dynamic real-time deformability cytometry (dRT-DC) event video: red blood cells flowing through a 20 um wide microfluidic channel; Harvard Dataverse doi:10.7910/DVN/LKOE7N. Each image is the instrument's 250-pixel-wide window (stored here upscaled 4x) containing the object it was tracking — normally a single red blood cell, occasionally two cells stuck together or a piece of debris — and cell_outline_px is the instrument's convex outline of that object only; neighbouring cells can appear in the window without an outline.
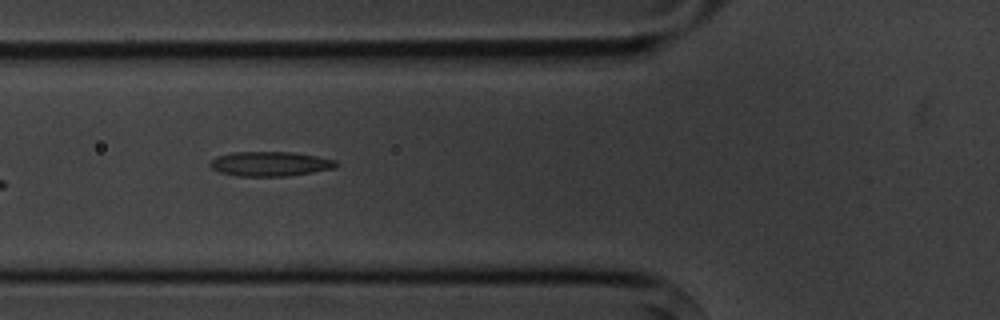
{"species": "common noctule bat (a hibernating species)", "species_latin": "Nyctalus noctula", "temperature_condition": "cold", "stored_images_in_passage": 14, "camera_frame_rate_fps": 3000, "um_per_image_px": 0.085, "animal": {"sex": "male", "body_mass_g": 20.1, "forearm_length_mm": 53.5}, "frame": {"image": 1, "passage_image": 5, "time_ms": 5.667, "image_size_px": [1000, 320], "cell_outline_px": [[340, 164], [336, 168], [288, 176], [236, 176], [220, 172], [212, 168], [208, 164], [216, 156], [232, 152], [292, 152], [316, 156], [336, 160]], "centroid_in_image_um": [22.97, 13.93], "position_along_channel_um": 102.8, "area_um2": 18.15}}
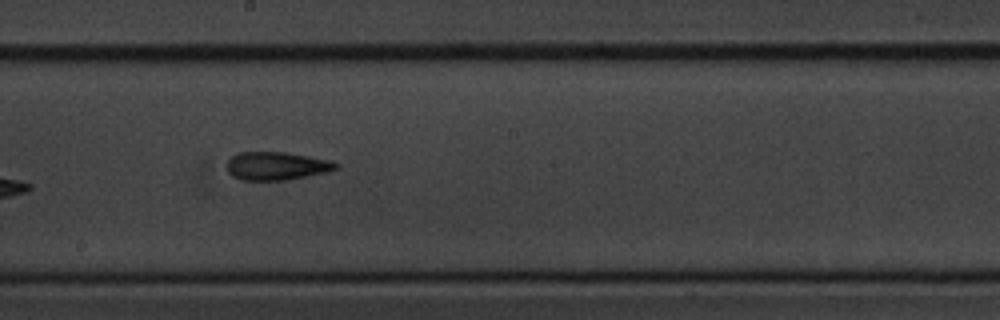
{"frame": {"image": 2, "passage_image": 8, "time_ms": 9.0, "image_size_px": [1000, 320], "cell_outline_px": [[340, 164], [336, 168], [328, 172], [288, 180], [240, 180], [232, 176], [228, 172], [228, 160], [236, 152], [284, 152], [332, 160]], "centroid_in_image_um": [23.52, 14.11], "position_along_channel_um": 224.7, "area_um2": 18.03}}
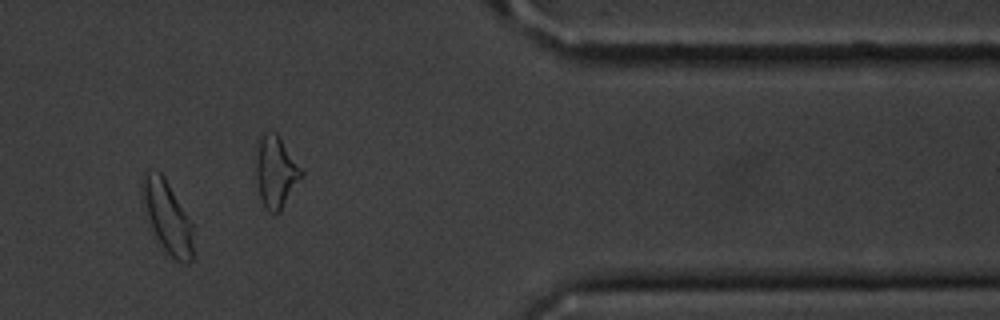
{"frame": {"image": 3, "passage_image": 12, "time_ms": 14.0, "image_size_px": [1000, 320], "cell_outline_px": [[192, 260], [188, 264], [176, 260], [156, 240], [148, 228], [140, 188], [140, 184], [144, 172], [148, 168], [160, 172], [164, 176], [192, 224]], "centroid_in_image_um": [14.14, 18.4], "position_along_channel_um": 397.3, "area_um2": 21.68}, "authors_computed_cell_mechanics": {"area_um2": 18.3226, "velocity_mm_per_s": 3.6326, "shape_relaxation_time_tau1_ms": 5.3675, "shape_relaxation_time_tau2_ms": 4.2288, "deformation_change_tau1": 0.1496, "deformation_change_tau2": 0.1297}}